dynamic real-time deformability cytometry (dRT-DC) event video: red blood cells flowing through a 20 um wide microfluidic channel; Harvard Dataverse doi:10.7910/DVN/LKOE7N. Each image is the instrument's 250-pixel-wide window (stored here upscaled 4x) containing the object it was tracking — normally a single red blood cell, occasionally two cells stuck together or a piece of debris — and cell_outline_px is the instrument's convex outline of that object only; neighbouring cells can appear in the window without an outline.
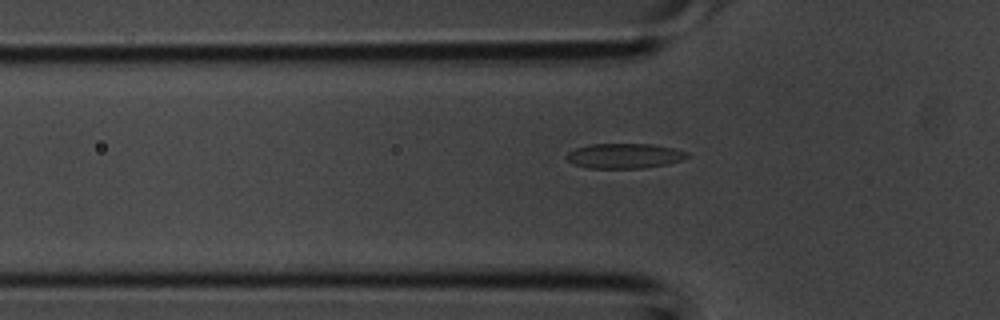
{"species": "common noctule bat (a hibernating species)", "species_latin": "Nyctalus noctula", "temperature_condition": "room temperature", "stored_images_in_passage": 6, "camera_frame_rate_fps": 3000, "um_per_image_px": 0.085, "animal": {"sex": "male", "body_mass_g": 20.1, "forearm_length_mm": 53.5}, "frame": {"image": 1, "passage_image": 6, "time_ms": 1.667, "image_size_px": [1000, 320], "cell_outline_px": [[688, 156], [680, 160], [668, 164], [644, 168], [588, 168], [572, 164], [564, 156], [568, 152], [576, 148], [592, 144], [652, 144], [672, 148], [688, 152]], "centroid_in_image_um": [53.04, 13.25], "position_along_channel_um": 72.8, "area_um2": 17.51}}